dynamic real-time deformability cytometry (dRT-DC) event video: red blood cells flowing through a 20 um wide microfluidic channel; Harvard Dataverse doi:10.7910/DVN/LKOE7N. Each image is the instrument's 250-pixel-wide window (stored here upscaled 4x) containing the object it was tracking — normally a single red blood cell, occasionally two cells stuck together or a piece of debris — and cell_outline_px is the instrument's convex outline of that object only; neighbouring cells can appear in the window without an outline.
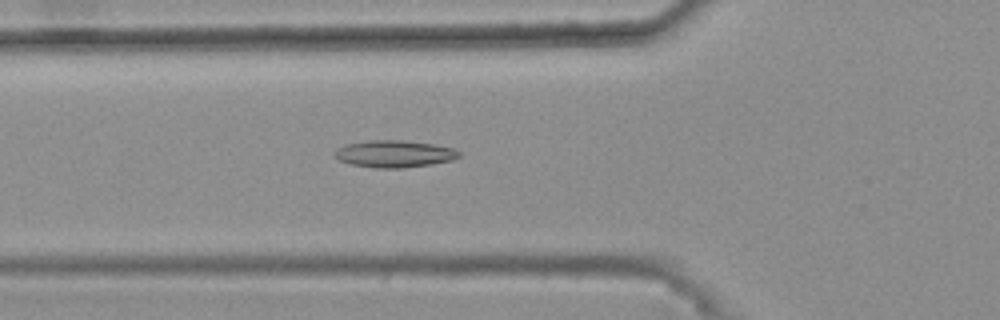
{"species": "common noctule bat (a hibernating species)", "species_latin": "Nyctalus noctula", "temperature_condition": "warm", "stored_images_in_passage": 49, "camera_frame_rate_fps": 3000, "um_per_image_px": 0.085, "animal": {"sex": "female", "body_mass_g": 25.1}, "frame": {"image": 1, "passage_image": 20, "time_ms": 6.333, "image_size_px": [1000, 320], "cell_outline_px": [[460, 156], [452, 160], [432, 164], [400, 168], [376, 168], [352, 164], [340, 160], [336, 156], [336, 148], [348, 144], [368, 140], [404, 140], [432, 144], [456, 148], [460, 152]], "centroid_in_image_um": [33.57, 13.07], "position_along_channel_um": 92.2, "area_um2": 19.48}}
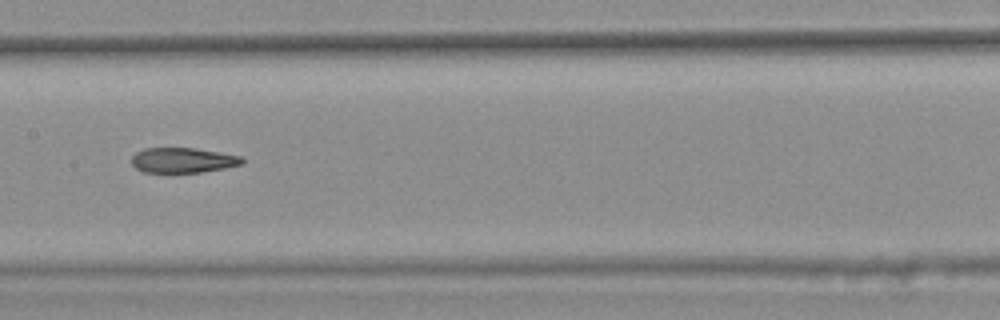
{"frame": {"image": 2, "passage_image": 28, "time_ms": 9.0, "image_size_px": [1000, 320], "cell_outline_px": [[244, 164], [224, 168], [200, 172], [144, 172], [136, 168], [132, 164], [132, 156], [136, 152], [144, 148], [196, 148], [220, 152], [240, 156], [244, 160]], "centroid_in_image_um": [15.55, 13.61], "position_along_channel_um": 191.9, "area_um2": 16.13}}
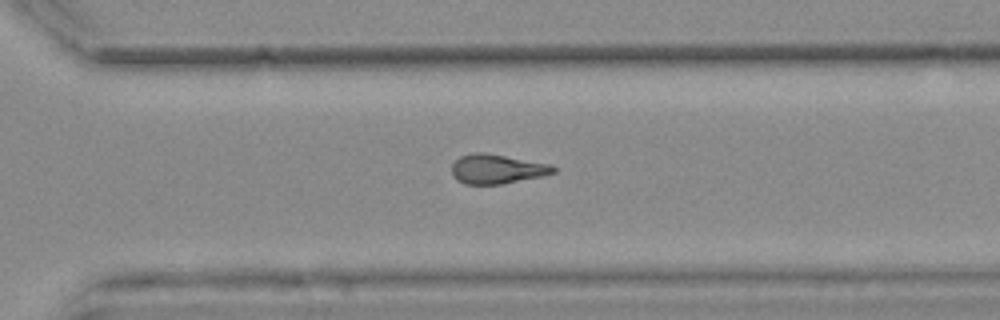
{"frame": {"image": 3, "passage_image": 39, "time_ms": 12.667, "image_size_px": [1000, 320], "cell_outline_px": [[556, 172], [544, 176], [500, 184], [464, 184], [456, 180], [452, 176], [452, 164], [460, 156], [472, 152], [484, 152], [552, 164], [556, 168]], "centroid_in_image_um": [42.24, 14.36], "position_along_channel_um": 328.4, "area_um2": 17.63}, "authors_computed_cell_mechanics": {"area_um2": 17.8024, "velocity_mm_per_s": 3.726, "shape_relaxation_time_tau1_ms": null, "shape_relaxation_time_tau2_ms": 5.1483, "deformation_change_tau1": null, "deformation_change_tau2": 0.1642}}